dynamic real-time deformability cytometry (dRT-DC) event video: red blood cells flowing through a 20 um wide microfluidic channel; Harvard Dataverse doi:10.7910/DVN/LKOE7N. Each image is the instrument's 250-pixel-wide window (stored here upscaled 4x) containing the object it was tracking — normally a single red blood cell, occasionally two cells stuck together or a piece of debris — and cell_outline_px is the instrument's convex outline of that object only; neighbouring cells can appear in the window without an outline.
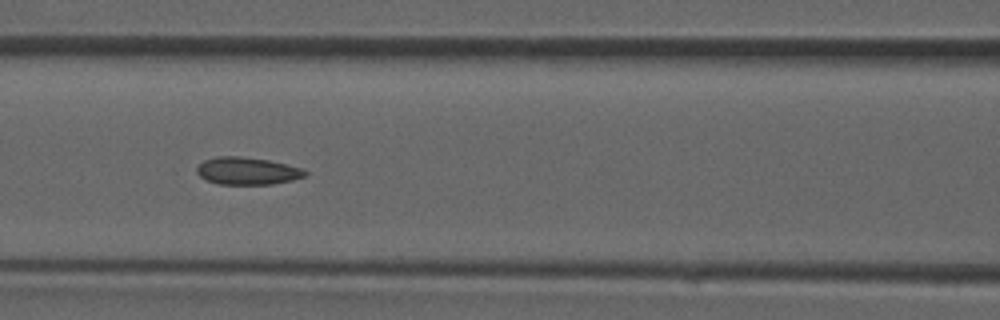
{"species": "common noctule bat (a hibernating species)", "species_latin": "Nyctalus noctula", "temperature_condition": "room temperature", "stored_images_in_passage": 30, "camera_frame_rate_fps": 3000, "um_per_image_px": 0.085, "animal": {"sex": "male", "forearm_length_mm": 52.5}, "frame": {"image": 1, "passage_image": 9, "time_ms": 2.667, "image_size_px": [1000, 320], "cell_outline_px": [[308, 172], [304, 176], [292, 180], [272, 184], [220, 184], [208, 180], [200, 176], [196, 172], [196, 168], [204, 160], [216, 156], [240, 156], [268, 160], [304, 168]], "centroid_in_image_um": [21.03, 14.52], "position_along_channel_um": 145.6, "area_um2": 17.22}}